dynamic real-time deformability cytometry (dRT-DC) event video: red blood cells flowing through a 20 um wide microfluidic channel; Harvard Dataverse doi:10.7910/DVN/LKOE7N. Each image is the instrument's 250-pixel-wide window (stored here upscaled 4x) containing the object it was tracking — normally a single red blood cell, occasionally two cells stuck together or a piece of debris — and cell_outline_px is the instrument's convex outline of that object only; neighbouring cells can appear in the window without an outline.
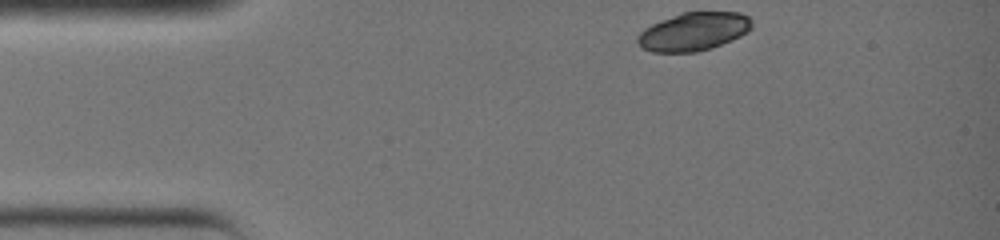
{"species": "common noctule bat (a hibernating species)", "species_latin": "Nyctalus noctula", "temperature_condition": "warm", "stored_images_in_passage": 28, "camera_frame_rate_fps": 3000, "um_per_image_px": 0.085, "animal": {"sex": "female", "body_mass_g": 19.0, "forearm_length_mm": 51.5}, "frame": {"image": 1, "passage_image": 1, "time_ms": 0.0, "image_size_px": [1000, 240], "cell_outline_px": [[752, 28], [748, 32], [732, 40], [712, 48], [696, 52], [652, 52], [644, 48], [636, 40], [636, 36], [644, 28], [660, 20], [680, 12], [740, 12], [748, 16], [752, 20]], "centroid_in_image_um": [58.97, 2.67], "position_along_channel_um": 26.0, "area_um2": 25.66}}
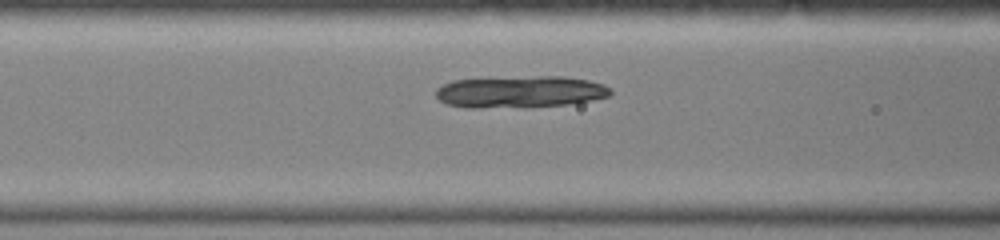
{"frame": {"image": 2, "passage_image": 10, "time_ms": 3.0, "image_size_px": [1000, 240], "cell_outline_px": [[612, 92], [608, 96], [588, 100], [564, 104], [476, 108], [472, 108], [448, 104], [440, 100], [436, 96], [436, 88], [452, 80], [536, 76], [564, 76], [588, 80], [604, 84], [612, 88]], "centroid_in_image_um": [44.2, 7.78], "position_along_channel_um": 122.4, "area_um2": 31.79}}
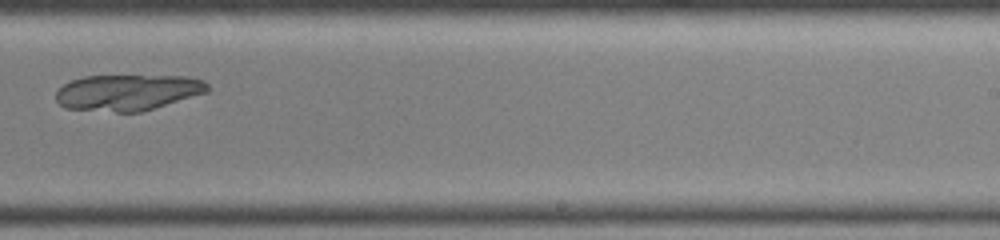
{"frame": {"image": 3, "passage_image": 19, "time_ms": 6.0, "image_size_px": [1000, 240], "cell_outline_px": [[212, 88], [208, 92], [140, 112], [116, 112], [64, 108], [56, 100], [56, 92], [64, 84], [72, 80], [84, 76], [188, 76], [204, 80]], "centroid_in_image_um": [10.88, 7.85], "position_along_channel_um": 278.1, "area_um2": 31.91}}